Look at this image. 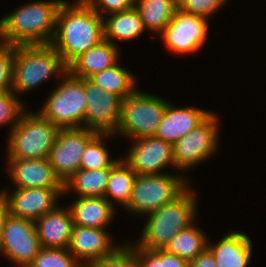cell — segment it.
Segmentation results:
<instances>
[{"label": "cell", "instance_id": "cell-3", "mask_svg": "<svg viewBox=\"0 0 266 267\" xmlns=\"http://www.w3.org/2000/svg\"><path fill=\"white\" fill-rule=\"evenodd\" d=\"M68 66L51 45H17L13 60L12 91L20 98L53 78L58 82ZM58 79V80H57Z\"/></svg>", "mask_w": 266, "mask_h": 267}, {"label": "cell", "instance_id": "cell-25", "mask_svg": "<svg viewBox=\"0 0 266 267\" xmlns=\"http://www.w3.org/2000/svg\"><path fill=\"white\" fill-rule=\"evenodd\" d=\"M136 175L135 171L131 169L122 158L111 168L104 198L115 209L119 208L123 211L127 206L130 201Z\"/></svg>", "mask_w": 266, "mask_h": 267}, {"label": "cell", "instance_id": "cell-23", "mask_svg": "<svg viewBox=\"0 0 266 267\" xmlns=\"http://www.w3.org/2000/svg\"><path fill=\"white\" fill-rule=\"evenodd\" d=\"M103 22L104 39L119 48L118 45L122 42H135V39L141 38L140 36L146 33L140 14L135 7L106 15L103 17Z\"/></svg>", "mask_w": 266, "mask_h": 267}, {"label": "cell", "instance_id": "cell-4", "mask_svg": "<svg viewBox=\"0 0 266 267\" xmlns=\"http://www.w3.org/2000/svg\"><path fill=\"white\" fill-rule=\"evenodd\" d=\"M27 109L5 138V158L46 159L54 146L59 127Z\"/></svg>", "mask_w": 266, "mask_h": 267}, {"label": "cell", "instance_id": "cell-21", "mask_svg": "<svg viewBox=\"0 0 266 267\" xmlns=\"http://www.w3.org/2000/svg\"><path fill=\"white\" fill-rule=\"evenodd\" d=\"M191 184L174 201L141 218L144 222L167 224H193L199 216V199L197 187Z\"/></svg>", "mask_w": 266, "mask_h": 267}, {"label": "cell", "instance_id": "cell-17", "mask_svg": "<svg viewBox=\"0 0 266 267\" xmlns=\"http://www.w3.org/2000/svg\"><path fill=\"white\" fill-rule=\"evenodd\" d=\"M212 112L213 109L206 110L186 103L184 106H178L169 101L154 137L173 145L202 123Z\"/></svg>", "mask_w": 266, "mask_h": 267}, {"label": "cell", "instance_id": "cell-36", "mask_svg": "<svg viewBox=\"0 0 266 267\" xmlns=\"http://www.w3.org/2000/svg\"><path fill=\"white\" fill-rule=\"evenodd\" d=\"M102 18L106 15L129 10L134 7L135 0H84Z\"/></svg>", "mask_w": 266, "mask_h": 267}, {"label": "cell", "instance_id": "cell-9", "mask_svg": "<svg viewBox=\"0 0 266 267\" xmlns=\"http://www.w3.org/2000/svg\"><path fill=\"white\" fill-rule=\"evenodd\" d=\"M210 20L177 8L171 21L158 36L172 55L192 56L209 41Z\"/></svg>", "mask_w": 266, "mask_h": 267}, {"label": "cell", "instance_id": "cell-24", "mask_svg": "<svg viewBox=\"0 0 266 267\" xmlns=\"http://www.w3.org/2000/svg\"><path fill=\"white\" fill-rule=\"evenodd\" d=\"M146 32L157 40L177 10V0H135Z\"/></svg>", "mask_w": 266, "mask_h": 267}, {"label": "cell", "instance_id": "cell-2", "mask_svg": "<svg viewBox=\"0 0 266 267\" xmlns=\"http://www.w3.org/2000/svg\"><path fill=\"white\" fill-rule=\"evenodd\" d=\"M64 0H29L0 17L5 45H49L56 31L58 9Z\"/></svg>", "mask_w": 266, "mask_h": 267}, {"label": "cell", "instance_id": "cell-19", "mask_svg": "<svg viewBox=\"0 0 266 267\" xmlns=\"http://www.w3.org/2000/svg\"><path fill=\"white\" fill-rule=\"evenodd\" d=\"M34 223L41 248H68L74 224L67 205L60 203Z\"/></svg>", "mask_w": 266, "mask_h": 267}, {"label": "cell", "instance_id": "cell-16", "mask_svg": "<svg viewBox=\"0 0 266 267\" xmlns=\"http://www.w3.org/2000/svg\"><path fill=\"white\" fill-rule=\"evenodd\" d=\"M5 172L11 187L48 189H64V184L56 176L52 166L46 159L5 158Z\"/></svg>", "mask_w": 266, "mask_h": 267}, {"label": "cell", "instance_id": "cell-38", "mask_svg": "<svg viewBox=\"0 0 266 267\" xmlns=\"http://www.w3.org/2000/svg\"><path fill=\"white\" fill-rule=\"evenodd\" d=\"M155 252L163 259L164 267H189L187 260L169 253L164 249L155 250Z\"/></svg>", "mask_w": 266, "mask_h": 267}, {"label": "cell", "instance_id": "cell-18", "mask_svg": "<svg viewBox=\"0 0 266 267\" xmlns=\"http://www.w3.org/2000/svg\"><path fill=\"white\" fill-rule=\"evenodd\" d=\"M207 242L217 267H249L253 256V242L248 234L240 230H229L216 242Z\"/></svg>", "mask_w": 266, "mask_h": 267}, {"label": "cell", "instance_id": "cell-34", "mask_svg": "<svg viewBox=\"0 0 266 267\" xmlns=\"http://www.w3.org/2000/svg\"><path fill=\"white\" fill-rule=\"evenodd\" d=\"M88 267H139L135 252L125 242L110 256L91 262Z\"/></svg>", "mask_w": 266, "mask_h": 267}, {"label": "cell", "instance_id": "cell-30", "mask_svg": "<svg viewBox=\"0 0 266 267\" xmlns=\"http://www.w3.org/2000/svg\"><path fill=\"white\" fill-rule=\"evenodd\" d=\"M118 140L112 134H97L86 146L82 154L80 169L81 170H97L103 168H112L121 157H112L111 150L107 148L108 140L112 144V140ZM107 144V145H106Z\"/></svg>", "mask_w": 266, "mask_h": 267}, {"label": "cell", "instance_id": "cell-35", "mask_svg": "<svg viewBox=\"0 0 266 267\" xmlns=\"http://www.w3.org/2000/svg\"><path fill=\"white\" fill-rule=\"evenodd\" d=\"M15 46L0 47V94L12 91L13 60Z\"/></svg>", "mask_w": 266, "mask_h": 267}, {"label": "cell", "instance_id": "cell-31", "mask_svg": "<svg viewBox=\"0 0 266 267\" xmlns=\"http://www.w3.org/2000/svg\"><path fill=\"white\" fill-rule=\"evenodd\" d=\"M29 104L17 96L13 91L0 94V129L8 127L6 136L18 123L22 114L28 109ZM4 126V127H3Z\"/></svg>", "mask_w": 266, "mask_h": 267}, {"label": "cell", "instance_id": "cell-6", "mask_svg": "<svg viewBox=\"0 0 266 267\" xmlns=\"http://www.w3.org/2000/svg\"><path fill=\"white\" fill-rule=\"evenodd\" d=\"M56 84L36 111L59 128H84L87 102L84 79L68 71Z\"/></svg>", "mask_w": 266, "mask_h": 267}, {"label": "cell", "instance_id": "cell-27", "mask_svg": "<svg viewBox=\"0 0 266 267\" xmlns=\"http://www.w3.org/2000/svg\"><path fill=\"white\" fill-rule=\"evenodd\" d=\"M110 170L111 168L80 169L64 183V197L73 195V193L72 197H104Z\"/></svg>", "mask_w": 266, "mask_h": 267}, {"label": "cell", "instance_id": "cell-1", "mask_svg": "<svg viewBox=\"0 0 266 267\" xmlns=\"http://www.w3.org/2000/svg\"><path fill=\"white\" fill-rule=\"evenodd\" d=\"M104 39L103 18L84 0H64L58 9L51 45L69 66Z\"/></svg>", "mask_w": 266, "mask_h": 267}, {"label": "cell", "instance_id": "cell-12", "mask_svg": "<svg viewBox=\"0 0 266 267\" xmlns=\"http://www.w3.org/2000/svg\"><path fill=\"white\" fill-rule=\"evenodd\" d=\"M97 134L83 127L59 129L48 160L63 184L80 170L82 154Z\"/></svg>", "mask_w": 266, "mask_h": 267}, {"label": "cell", "instance_id": "cell-28", "mask_svg": "<svg viewBox=\"0 0 266 267\" xmlns=\"http://www.w3.org/2000/svg\"><path fill=\"white\" fill-rule=\"evenodd\" d=\"M208 233L197 224V220L189 227L180 230L165 247L169 253L175 254L188 262L194 260L206 248Z\"/></svg>", "mask_w": 266, "mask_h": 267}, {"label": "cell", "instance_id": "cell-13", "mask_svg": "<svg viewBox=\"0 0 266 267\" xmlns=\"http://www.w3.org/2000/svg\"><path fill=\"white\" fill-rule=\"evenodd\" d=\"M86 109L84 128L98 134L115 135L121 116L122 99L84 79Z\"/></svg>", "mask_w": 266, "mask_h": 267}, {"label": "cell", "instance_id": "cell-39", "mask_svg": "<svg viewBox=\"0 0 266 267\" xmlns=\"http://www.w3.org/2000/svg\"><path fill=\"white\" fill-rule=\"evenodd\" d=\"M189 267H217L212 253L206 248L194 260L189 262Z\"/></svg>", "mask_w": 266, "mask_h": 267}, {"label": "cell", "instance_id": "cell-15", "mask_svg": "<svg viewBox=\"0 0 266 267\" xmlns=\"http://www.w3.org/2000/svg\"><path fill=\"white\" fill-rule=\"evenodd\" d=\"M110 229L74 225L67 250L83 265L113 254L126 240L114 238ZM117 239V240H116Z\"/></svg>", "mask_w": 266, "mask_h": 267}, {"label": "cell", "instance_id": "cell-40", "mask_svg": "<svg viewBox=\"0 0 266 267\" xmlns=\"http://www.w3.org/2000/svg\"><path fill=\"white\" fill-rule=\"evenodd\" d=\"M8 215H9V207H8L7 200L0 193V242L2 238V232L4 229V223Z\"/></svg>", "mask_w": 266, "mask_h": 267}, {"label": "cell", "instance_id": "cell-5", "mask_svg": "<svg viewBox=\"0 0 266 267\" xmlns=\"http://www.w3.org/2000/svg\"><path fill=\"white\" fill-rule=\"evenodd\" d=\"M191 184L181 173L137 174L130 201L123 212L141 219L174 201Z\"/></svg>", "mask_w": 266, "mask_h": 267}, {"label": "cell", "instance_id": "cell-20", "mask_svg": "<svg viewBox=\"0 0 266 267\" xmlns=\"http://www.w3.org/2000/svg\"><path fill=\"white\" fill-rule=\"evenodd\" d=\"M67 204L74 225L109 229L117 218L115 209L104 197H73Z\"/></svg>", "mask_w": 266, "mask_h": 267}, {"label": "cell", "instance_id": "cell-32", "mask_svg": "<svg viewBox=\"0 0 266 267\" xmlns=\"http://www.w3.org/2000/svg\"><path fill=\"white\" fill-rule=\"evenodd\" d=\"M83 265L63 248H41L27 267H82Z\"/></svg>", "mask_w": 266, "mask_h": 267}, {"label": "cell", "instance_id": "cell-29", "mask_svg": "<svg viewBox=\"0 0 266 267\" xmlns=\"http://www.w3.org/2000/svg\"><path fill=\"white\" fill-rule=\"evenodd\" d=\"M191 224H167L158 222H144L136 239L134 237L126 241L130 246H139L147 250L165 249L170 240L178 234L180 230L189 227Z\"/></svg>", "mask_w": 266, "mask_h": 267}, {"label": "cell", "instance_id": "cell-37", "mask_svg": "<svg viewBox=\"0 0 266 267\" xmlns=\"http://www.w3.org/2000/svg\"><path fill=\"white\" fill-rule=\"evenodd\" d=\"M135 252L139 267H164L163 259L152 250H147L139 246H131Z\"/></svg>", "mask_w": 266, "mask_h": 267}, {"label": "cell", "instance_id": "cell-22", "mask_svg": "<svg viewBox=\"0 0 266 267\" xmlns=\"http://www.w3.org/2000/svg\"><path fill=\"white\" fill-rule=\"evenodd\" d=\"M121 52V48L103 39L75 59L68 66V71L77 78L89 79L94 74L114 66L122 59Z\"/></svg>", "mask_w": 266, "mask_h": 267}, {"label": "cell", "instance_id": "cell-11", "mask_svg": "<svg viewBox=\"0 0 266 267\" xmlns=\"http://www.w3.org/2000/svg\"><path fill=\"white\" fill-rule=\"evenodd\" d=\"M41 249L34 221L7 216L0 242V257L15 267H27Z\"/></svg>", "mask_w": 266, "mask_h": 267}, {"label": "cell", "instance_id": "cell-7", "mask_svg": "<svg viewBox=\"0 0 266 267\" xmlns=\"http://www.w3.org/2000/svg\"><path fill=\"white\" fill-rule=\"evenodd\" d=\"M168 103L169 100L162 95L158 96L137 88L122 100L121 116L115 137L130 141L154 136Z\"/></svg>", "mask_w": 266, "mask_h": 267}, {"label": "cell", "instance_id": "cell-14", "mask_svg": "<svg viewBox=\"0 0 266 267\" xmlns=\"http://www.w3.org/2000/svg\"><path fill=\"white\" fill-rule=\"evenodd\" d=\"M0 193L7 200L11 215L34 222L65 199L64 189L42 187L12 189L7 185L0 188Z\"/></svg>", "mask_w": 266, "mask_h": 267}, {"label": "cell", "instance_id": "cell-8", "mask_svg": "<svg viewBox=\"0 0 266 267\" xmlns=\"http://www.w3.org/2000/svg\"><path fill=\"white\" fill-rule=\"evenodd\" d=\"M220 121L219 112L214 110L196 128L173 144L175 169L190 181H194L188 176L192 169L220 153Z\"/></svg>", "mask_w": 266, "mask_h": 267}, {"label": "cell", "instance_id": "cell-33", "mask_svg": "<svg viewBox=\"0 0 266 267\" xmlns=\"http://www.w3.org/2000/svg\"><path fill=\"white\" fill-rule=\"evenodd\" d=\"M230 0H177V8L191 13L205 17L211 21L225 6L228 5ZM215 14V15H214ZM213 17V18H212Z\"/></svg>", "mask_w": 266, "mask_h": 267}, {"label": "cell", "instance_id": "cell-41", "mask_svg": "<svg viewBox=\"0 0 266 267\" xmlns=\"http://www.w3.org/2000/svg\"><path fill=\"white\" fill-rule=\"evenodd\" d=\"M3 40H2V36H1V33H0V47L3 45Z\"/></svg>", "mask_w": 266, "mask_h": 267}, {"label": "cell", "instance_id": "cell-26", "mask_svg": "<svg viewBox=\"0 0 266 267\" xmlns=\"http://www.w3.org/2000/svg\"><path fill=\"white\" fill-rule=\"evenodd\" d=\"M118 61L114 66L109 67L89 78L91 82L103 89L119 96L122 100L132 94L139 87V80L134 72L124 67Z\"/></svg>", "mask_w": 266, "mask_h": 267}, {"label": "cell", "instance_id": "cell-10", "mask_svg": "<svg viewBox=\"0 0 266 267\" xmlns=\"http://www.w3.org/2000/svg\"><path fill=\"white\" fill-rule=\"evenodd\" d=\"M121 158L138 175L179 173L175 169L171 143L154 136L133 139ZM168 168L173 171H168ZM173 168V169H172ZM167 171V172H166Z\"/></svg>", "mask_w": 266, "mask_h": 267}]
</instances>
